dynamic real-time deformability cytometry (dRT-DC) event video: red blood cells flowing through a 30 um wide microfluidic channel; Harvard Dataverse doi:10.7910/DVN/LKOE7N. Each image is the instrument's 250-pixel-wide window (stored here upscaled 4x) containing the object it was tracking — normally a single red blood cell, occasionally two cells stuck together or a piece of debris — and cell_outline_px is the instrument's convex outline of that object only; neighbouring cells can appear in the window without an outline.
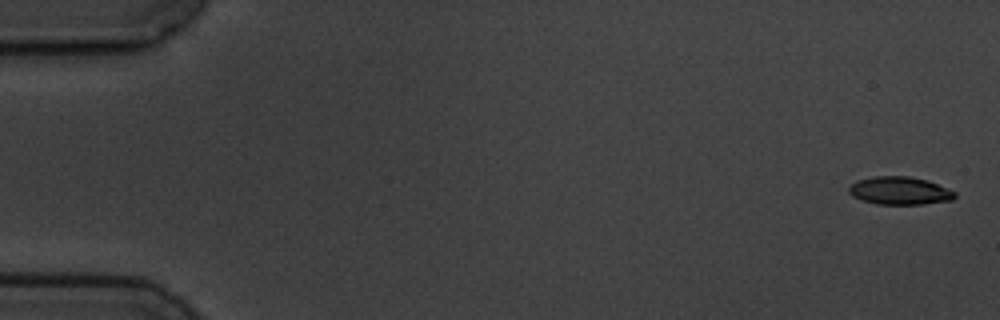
{"species": "common noctule bat (a hibernating species)", "species_latin": "Nyctalus noctula", "temperature_condition": "cold", "stored_images_in_passage": 7, "camera_frame_rate_fps": 3000, "um_per_image_px": 0.085, "animal": {"sex": "male", "body_mass_g": 19.5, "forearm_length_mm": 54.6}, "frame": {"image": 1, "passage_image": 1, "time_ms": 0.0, "image_size_px": [1000, 320], "cell_outline_px": [[956, 196], [952, 200], [924, 204], [876, 204], [860, 200], [852, 196], [848, 192], [848, 188], [856, 180], [872, 176], [908, 176], [928, 180], [948, 188], [956, 192]], "centroid_in_image_um": [76.46, 16.21], "position_along_channel_um": 8.5, "area_um2": 17.46}}
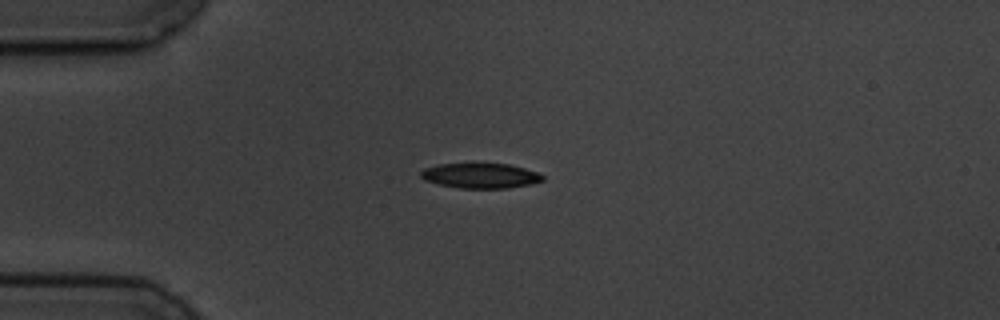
{"frame": {"image": 2, "passage_image": 5, "time_ms": 4.333, "image_size_px": [1000, 320], "cell_outline_px": [[544, 180], [528, 184], [508, 188], [460, 188], [440, 184], [424, 180], [420, 176], [420, 172], [424, 168], [440, 164], [508, 164], [524, 168], [536, 172], [544, 176]], "centroid_in_image_um": [40.82, 14.93], "position_along_channel_um": 44.2, "area_um2": 17.51}}
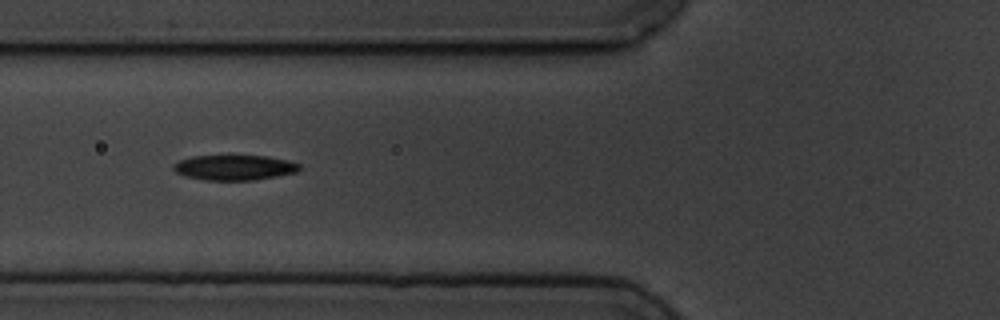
{"frame": {"image": 3, "passage_image": 7, "time_ms": 6.667, "image_size_px": [1000, 320], "cell_outline_px": [[300, 168], [296, 172], [276, 176], [252, 180], [204, 180], [184, 176], [176, 172], [172, 168], [172, 164], [180, 160], [192, 156], [268, 156], [288, 160], [300, 164]], "centroid_in_image_um": [19.89, 14.24], "position_along_channel_um": 105.9, "area_um2": 18.44}}